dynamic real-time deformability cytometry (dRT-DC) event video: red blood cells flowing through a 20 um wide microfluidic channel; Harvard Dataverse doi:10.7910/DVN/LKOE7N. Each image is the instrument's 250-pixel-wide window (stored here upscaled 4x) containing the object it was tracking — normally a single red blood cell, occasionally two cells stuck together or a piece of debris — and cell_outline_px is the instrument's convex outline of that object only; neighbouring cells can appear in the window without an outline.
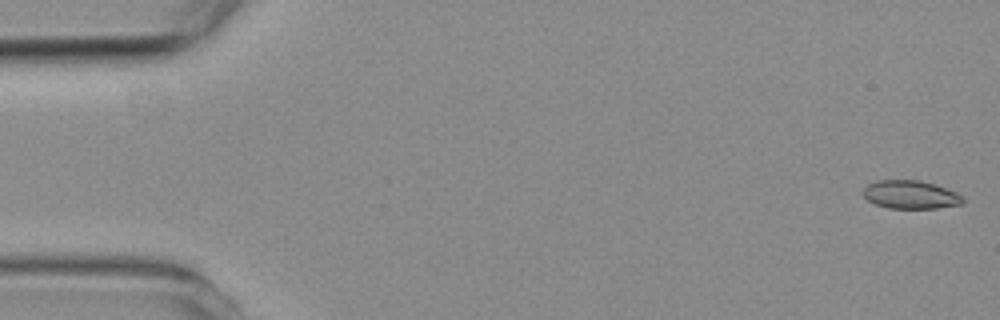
{"species": "common noctule bat (a hibernating species)", "species_latin": "Nyctalus noctula", "temperature_condition": "room temperature", "stored_images_in_passage": 4, "segment_of_instrument_passage": [2, 2], "camera_frame_rate_fps": 3000, "um_per_image_px": 0.085, "animal": {"sex": "female", "body_mass_g": 19.3, "forearm_length_mm": 54.1}, "frame": {"image": 1, "passage_image": 4, "time_ms": 3.667, "image_size_px": [1000, 320], "cell_outline_px": [[964, 204], [936, 208], [888, 208], [876, 204], [868, 200], [864, 196], [864, 188], [868, 184], [876, 180], [920, 180], [936, 184], [956, 192], [964, 196]], "centroid_in_image_um": [77.44, 16.54], "position_along_channel_um": 7.6, "area_um2": 16.53}}